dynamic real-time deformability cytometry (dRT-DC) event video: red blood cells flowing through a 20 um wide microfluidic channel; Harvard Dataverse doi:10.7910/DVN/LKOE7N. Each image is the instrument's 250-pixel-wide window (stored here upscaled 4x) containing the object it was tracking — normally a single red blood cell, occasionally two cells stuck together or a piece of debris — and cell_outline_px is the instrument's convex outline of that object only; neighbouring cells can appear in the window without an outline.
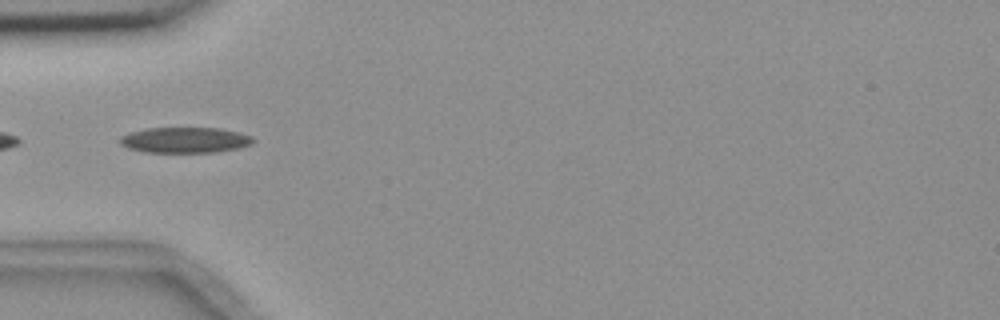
{"species": "common noctule bat (a hibernating species)", "species_latin": "Nyctalus noctula", "temperature_condition": "room temperature", "stored_images_in_passage": 6, "camera_frame_rate_fps": 3000, "um_per_image_px": 0.085, "animal": {"sex": "female", "body_mass_g": 18.4}, "frame": {"image": 1, "passage_image": 4, "time_ms": 3.667, "image_size_px": [1000, 320], "cell_outline_px": [[256, 140], [252, 144], [240, 148], [216, 152], [144, 152], [128, 148], [120, 144], [120, 136], [132, 132], [148, 128], [220, 128], [240, 132], [252, 136]], "centroid_in_image_um": [15.77, 11.9], "position_along_channel_um": 69.2, "area_um2": 20.0}}
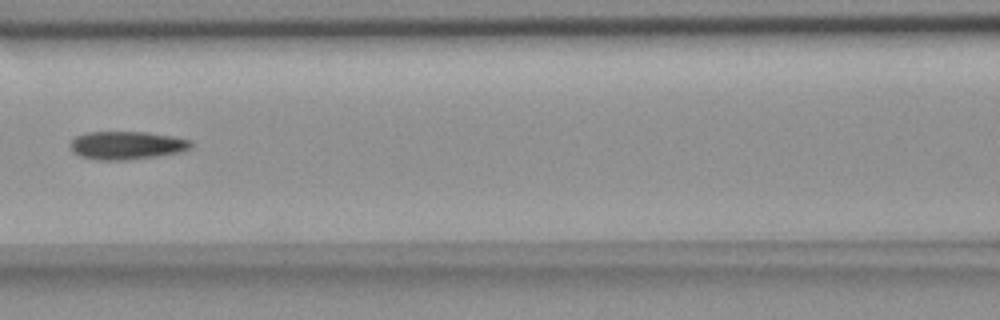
{"frame": {"image": 2, "passage_image": 6, "time_ms": 6.0, "image_size_px": [1000, 320], "cell_outline_px": [[192, 148], [180, 152], [156, 156], [128, 160], [96, 160], [80, 156], [72, 152], [72, 140], [76, 136], [88, 132], [148, 132], [172, 136], [192, 140]], "centroid_in_image_um": [10.8, 12.35], "position_along_channel_um": 155.8, "area_um2": 19.83}}